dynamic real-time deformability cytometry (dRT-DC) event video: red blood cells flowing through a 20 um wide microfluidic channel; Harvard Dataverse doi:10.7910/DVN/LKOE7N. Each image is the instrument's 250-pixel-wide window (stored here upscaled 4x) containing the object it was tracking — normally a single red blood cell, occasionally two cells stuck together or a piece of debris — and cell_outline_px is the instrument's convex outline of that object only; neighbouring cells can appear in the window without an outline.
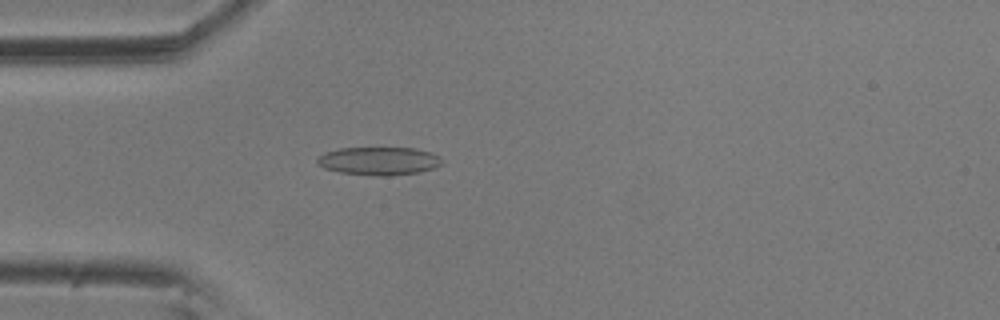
{"species": "common noctule bat (a hibernating species)", "species_latin": "Nyctalus noctula", "temperature_condition": "room temperature", "stored_images_in_passage": 4, "camera_frame_rate_fps": 3000, "um_per_image_px": 0.085, "animal": {"sex": "male", "body_mass_g": 20.5, "forearm_length_mm": 52.5}, "frame": {"image": 1, "passage_image": 4, "time_ms": 1.0, "image_size_px": [1000, 320], "cell_outline_px": [[444, 164], [420, 172], [392, 176], [372, 176], [340, 172], [324, 168], [316, 160], [324, 152], [340, 148], [416, 148], [432, 152], [440, 156], [444, 160]], "centroid_in_image_um": [32.27, 13.69], "position_along_channel_um": 52.7, "area_um2": 20.69}}